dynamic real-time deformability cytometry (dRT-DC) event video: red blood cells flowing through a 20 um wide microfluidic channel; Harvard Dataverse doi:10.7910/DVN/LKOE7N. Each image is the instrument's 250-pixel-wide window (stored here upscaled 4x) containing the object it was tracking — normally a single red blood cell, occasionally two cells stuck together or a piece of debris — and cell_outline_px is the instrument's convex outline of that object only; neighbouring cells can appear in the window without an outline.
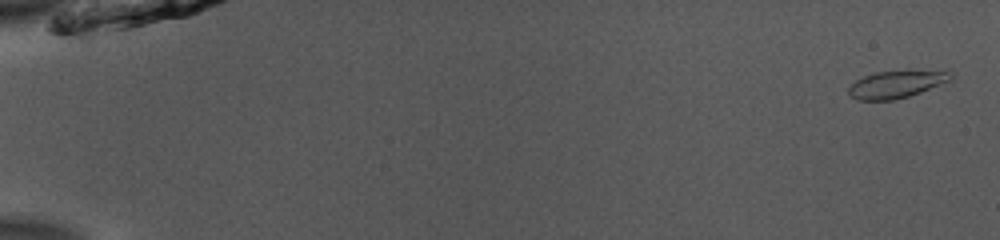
{"species": "common noctule bat (a hibernating species)", "species_latin": "Nyctalus noctula", "temperature_condition": "room temperature", "stored_images_in_passage": 53, "camera_frame_rate_fps": 3000, "um_per_image_px": 0.085, "animal": {"sex": "male", "body_mass_g": 13.0, "forearm_length_mm": 53.1}, "frame": {"image": 1, "passage_image": 2, "time_ms": 0.333, "image_size_px": [1000, 240], "cell_outline_px": [[956, 76], [952, 80], [920, 92], [908, 96], [892, 100], [856, 100], [848, 96], [848, 88], [856, 80], [864, 76], [876, 72], [908, 68], [952, 72]], "centroid_in_image_um": [76.23, 7.12], "position_along_channel_um": 8.8, "area_um2": 16.94}}
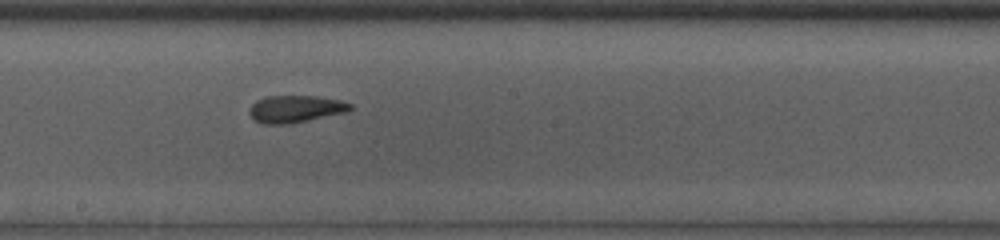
{"frame": {"image": 2, "passage_image": 31, "time_ms": 10.0, "image_size_px": [1000, 240], "cell_outline_px": [[352, 108], [348, 112], [288, 124], [264, 124], [252, 120], [248, 112], [252, 104], [256, 100], [268, 96], [316, 96], [340, 100], [352, 104]], "centroid_in_image_um": [25.09, 9.26], "position_along_channel_um": 223.1, "area_um2": 16.07}}
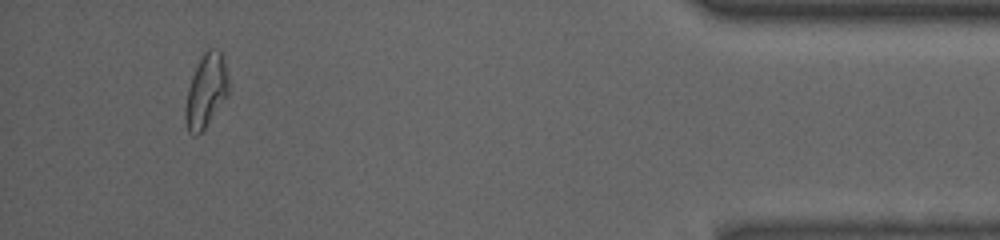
{"frame": {"image": 3, "passage_image": 50, "time_ms": 16.333, "image_size_px": [1000, 240], "cell_outline_px": [[228, 92], [204, 128], [196, 136], [188, 132], [184, 120], [184, 108], [188, 88], [192, 76], [204, 52], [208, 48], [212, 48], [220, 52], [224, 56], [228, 76]], "centroid_in_image_um": [17.48, 7.71], "position_along_channel_um": 417.7, "area_um2": 18.15}, "authors_computed_cell_mechanics": {"area_um2": 16.2418, "velocity_mm_per_s": 3.9173, "shape_relaxation_time_tau1_ms": 2.9363, "shape_relaxation_time_tau2_ms": 2.1392, "deformation_change_tau1": 0.1054, "deformation_change_tau2": 0.0422}}